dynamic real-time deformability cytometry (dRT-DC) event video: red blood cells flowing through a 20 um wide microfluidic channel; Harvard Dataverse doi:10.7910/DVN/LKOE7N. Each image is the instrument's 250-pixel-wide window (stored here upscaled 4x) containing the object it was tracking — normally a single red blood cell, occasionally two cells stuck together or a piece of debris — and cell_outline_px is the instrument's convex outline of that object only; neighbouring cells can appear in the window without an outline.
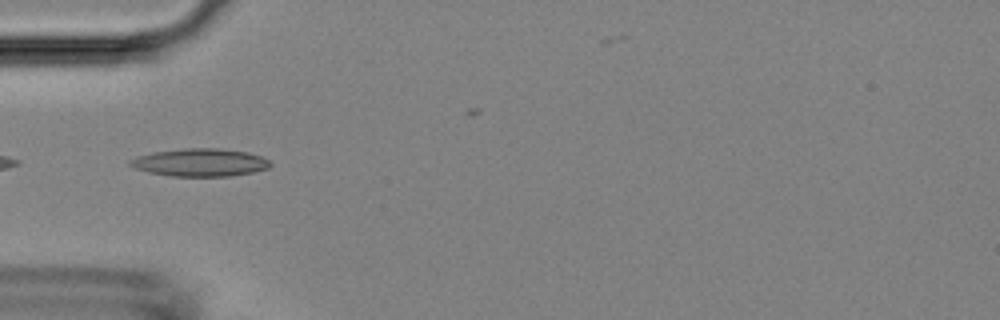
{"species": "Egyptian fruit bat (a non-hibernating species)", "species_latin": "Rousettus aegyptiacus", "temperature_condition": "room temperature", "stored_images_in_passage": 6, "camera_frame_rate_fps": 3000, "um_per_image_px": 0.085, "animal": {"sex": "female"}, "frame": {"image": 1, "passage_image": 4, "time_ms": 5.0, "image_size_px": [1000, 320], "cell_outline_px": [[272, 164], [268, 168], [252, 172], [232, 176], [172, 176], [148, 172], [136, 168], [128, 164], [128, 160], [136, 156], [152, 152], [184, 148], [220, 148], [248, 152], [260, 156], [268, 160]], "centroid_in_image_um": [16.99, 13.8], "position_along_channel_um": 68.0, "area_um2": 22.77}}